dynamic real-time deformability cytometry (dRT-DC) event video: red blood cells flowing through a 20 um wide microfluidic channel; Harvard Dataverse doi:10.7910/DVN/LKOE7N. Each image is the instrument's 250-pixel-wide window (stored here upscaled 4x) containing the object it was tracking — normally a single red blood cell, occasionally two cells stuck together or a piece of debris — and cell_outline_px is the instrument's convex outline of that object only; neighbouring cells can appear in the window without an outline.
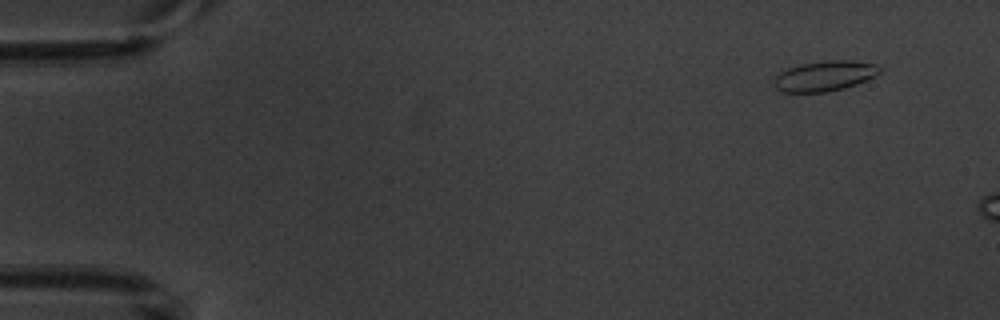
{"species": "common noctule bat (a hibernating species)", "species_latin": "Nyctalus noctula", "temperature_condition": "warm", "stored_images_in_passage": 5, "camera_frame_rate_fps": 3000, "um_per_image_px": 0.085, "animal": {"sex": "male", "body_mass_g": 20.1, "forearm_length_mm": 53.5}, "frame": {"image": 1, "passage_image": 1, "time_ms": 0.0, "image_size_px": [1000, 320], "cell_outline_px": [[880, 72], [856, 84], [844, 88], [828, 92], [784, 92], [776, 88], [772, 84], [772, 80], [780, 72], [788, 68], [800, 64], [828, 60], [848, 60], [880, 64]], "centroid_in_image_um": [70.06, 6.45], "position_along_channel_um": 14.9, "area_um2": 18.61}}